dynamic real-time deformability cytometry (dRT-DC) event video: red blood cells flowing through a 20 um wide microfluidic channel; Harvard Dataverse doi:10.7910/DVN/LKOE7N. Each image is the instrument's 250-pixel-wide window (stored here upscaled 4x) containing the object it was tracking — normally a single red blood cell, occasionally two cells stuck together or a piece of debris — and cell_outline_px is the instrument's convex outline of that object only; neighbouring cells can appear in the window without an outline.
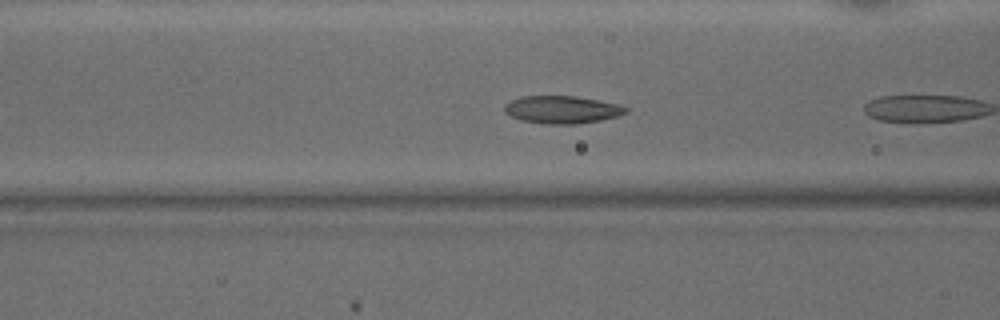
{"species": "common noctule bat (a hibernating species)", "species_latin": "Nyctalus noctula", "temperature_condition": "warm", "stored_images_in_passage": 6, "camera_frame_rate_fps": 3000, "um_per_image_px": 0.085, "animal": {"sex": "male", "body_mass_g": 15.6}, "frame": {"image": 1, "passage_image": 5, "time_ms": 1.333, "image_size_px": [1000, 320], "cell_outline_px": [[628, 112], [616, 116], [600, 120], [576, 124], [544, 124], [524, 120], [512, 116], [504, 112], [504, 108], [512, 100], [520, 96], [572, 96], [620, 104], [628, 108]], "centroid_in_image_um": [47.79, 9.32], "position_along_channel_um": 118.8, "area_um2": 19.25}}